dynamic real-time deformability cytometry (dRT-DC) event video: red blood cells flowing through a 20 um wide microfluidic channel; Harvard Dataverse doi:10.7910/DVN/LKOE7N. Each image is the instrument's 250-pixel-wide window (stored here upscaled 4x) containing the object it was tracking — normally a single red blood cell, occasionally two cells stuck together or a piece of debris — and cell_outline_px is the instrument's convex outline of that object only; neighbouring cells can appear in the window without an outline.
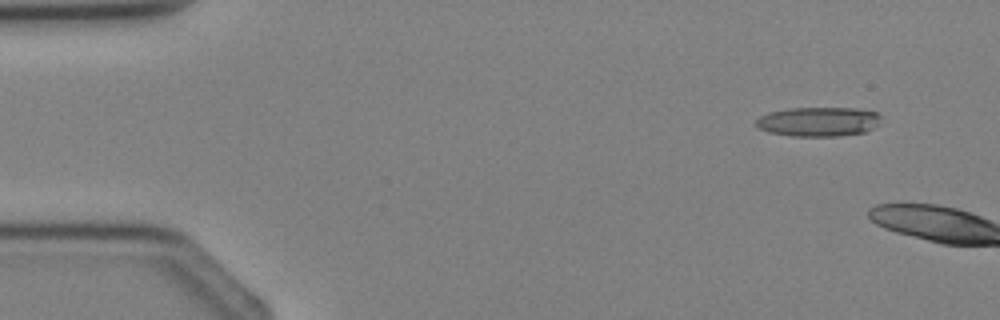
{"species": "Egyptian fruit bat (a non-hibernating species)", "species_latin": "Rousettus aegyptiacus", "temperature_condition": "cold", "stored_images_in_passage": 3, "camera_frame_rate_fps": 3000, "um_per_image_px": 0.085, "animal": {"sex": "female"}, "frame": {"image": 1, "passage_image": 1, "time_ms": 0.0, "image_size_px": [1000, 320], "cell_outline_px": [[880, 116], [876, 128], [864, 132], [840, 136], [792, 136], [768, 132], [760, 128], [756, 124], [756, 120], [760, 116], [768, 112], [788, 108], [856, 108], [880, 112]], "centroid_in_image_um": [69.59, 10.33], "position_along_channel_um": 15.4, "area_um2": 21.56}}